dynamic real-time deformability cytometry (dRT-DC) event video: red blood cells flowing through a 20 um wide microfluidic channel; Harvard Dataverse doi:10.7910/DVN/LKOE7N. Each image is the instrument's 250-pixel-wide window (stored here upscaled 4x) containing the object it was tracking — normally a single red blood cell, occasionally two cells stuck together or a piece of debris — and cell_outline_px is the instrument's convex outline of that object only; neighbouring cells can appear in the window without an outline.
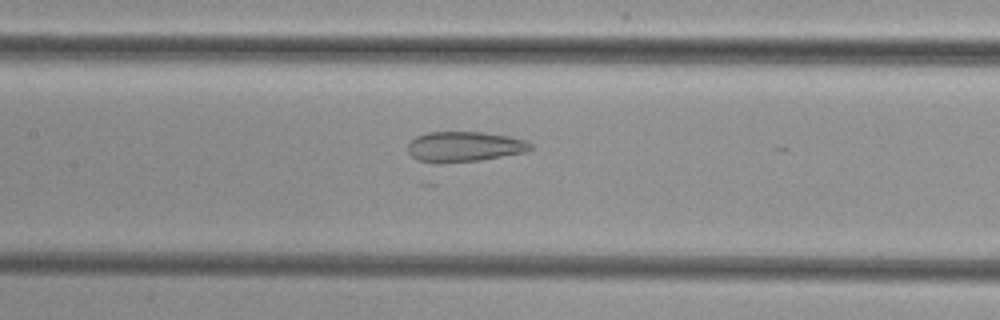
{"species": "common noctule bat (a hibernating species)", "species_latin": "Nyctalus noctula", "temperature_condition": "cold", "stored_images_in_passage": 38, "camera_frame_rate_fps": 3000, "um_per_image_px": 0.085, "animal": {"sex": "female", "body_mass_g": 29.2, "forearm_length_mm": 56.3}, "frame": {"image": 1, "passage_image": 11, "time_ms": 3.333, "image_size_px": [1000, 320], "cell_outline_px": [[532, 148], [524, 152], [480, 160], [440, 164], [436, 164], [416, 160], [408, 152], [408, 144], [416, 136], [428, 132], [484, 132], [508, 136], [524, 140], [532, 144]], "centroid_in_image_um": [39.42, 12.48], "position_along_channel_um": 168.0, "area_um2": 21.73}}
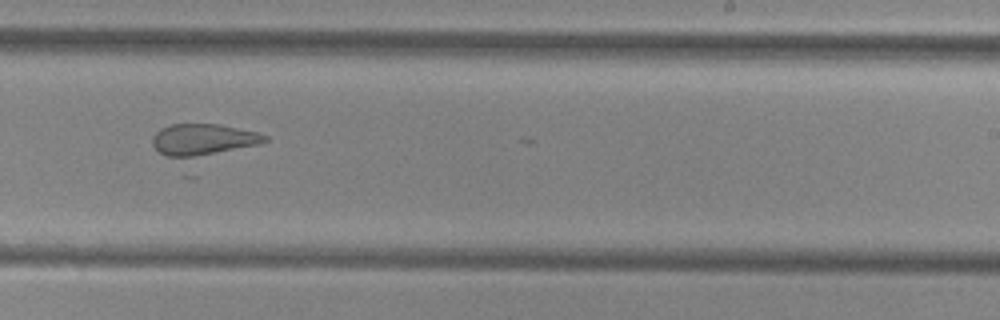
{"frame": {"image": 2, "passage_image": 19, "time_ms": 6.0, "image_size_px": [1000, 320], "cell_outline_px": [[268, 140], [260, 144], [184, 160], [180, 160], [168, 156], [160, 152], [152, 144], [152, 136], [160, 128], [172, 124], [220, 124], [256, 132], [268, 136]], "centroid_in_image_um": [17.24, 11.89], "position_along_channel_um": 271.8, "area_um2": 20.98}}
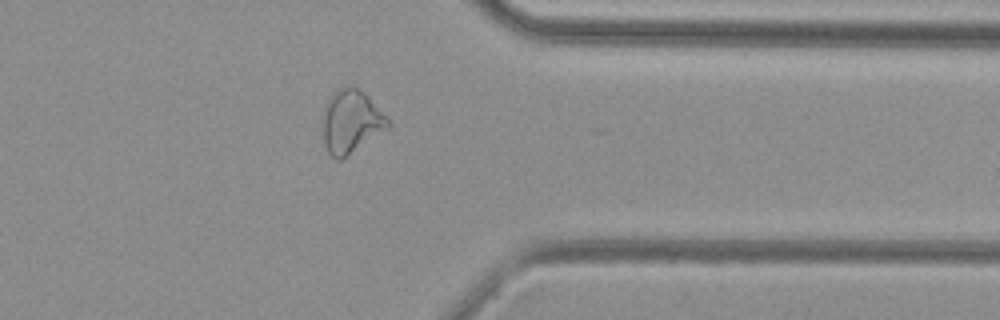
{"frame": {"image": 3, "passage_image": 28, "time_ms": 9.0, "image_size_px": [1000, 320], "cell_outline_px": [[392, 124], [388, 128], [340, 160], [336, 160], [328, 152], [324, 140], [324, 108], [332, 92], [340, 88], [356, 88], [364, 92], [388, 116]], "centroid_in_image_um": [29.88, 10.33], "position_along_channel_um": 381.5, "area_um2": 23.58}}